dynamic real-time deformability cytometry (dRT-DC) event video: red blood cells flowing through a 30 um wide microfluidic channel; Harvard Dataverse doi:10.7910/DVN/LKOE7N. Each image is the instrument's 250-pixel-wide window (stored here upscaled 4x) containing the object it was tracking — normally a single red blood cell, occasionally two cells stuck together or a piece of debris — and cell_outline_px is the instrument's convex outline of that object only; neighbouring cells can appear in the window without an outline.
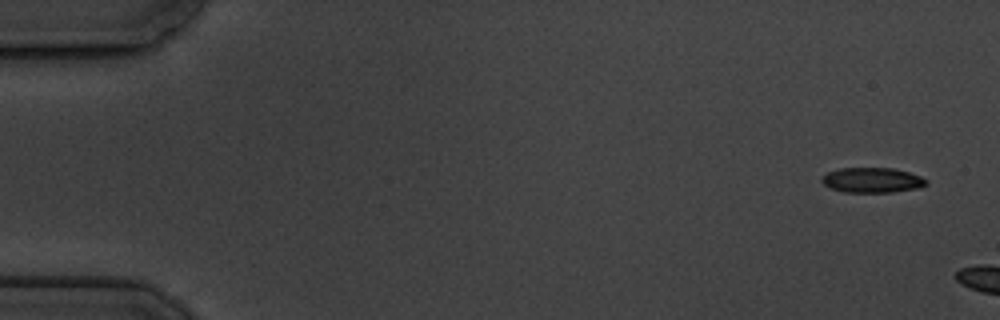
{"species": "common noctule bat (a hibernating species)", "species_latin": "Nyctalus noctula", "temperature_condition": "cold", "stored_images_in_passage": 3, "camera_frame_rate_fps": 3000, "um_per_image_px": 0.085, "animal": {"sex": "male", "body_mass_g": 19.5, "forearm_length_mm": 54.6}, "frame": {"image": 1, "passage_image": 1, "time_ms": 0.0, "image_size_px": [1000, 320], "cell_outline_px": [[928, 184], [920, 188], [892, 192], [844, 192], [832, 188], [824, 184], [820, 180], [820, 176], [828, 172], [840, 168], [892, 168], [908, 172], [920, 176], [928, 180]], "centroid_in_image_um": [74.14, 15.31], "position_along_channel_um": 10.9, "area_um2": 15.32}}